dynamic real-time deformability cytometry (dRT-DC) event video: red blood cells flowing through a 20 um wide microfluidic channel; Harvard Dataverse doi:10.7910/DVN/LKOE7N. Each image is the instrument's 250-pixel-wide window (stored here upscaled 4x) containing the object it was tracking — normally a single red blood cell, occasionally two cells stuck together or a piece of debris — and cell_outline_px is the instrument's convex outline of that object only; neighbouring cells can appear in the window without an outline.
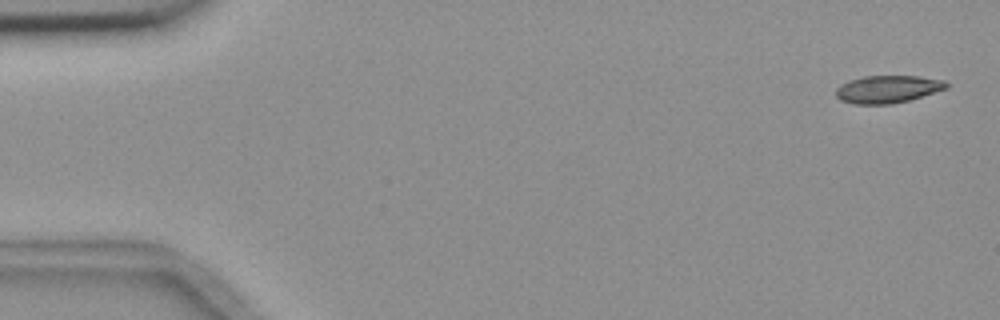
{"species": "common noctule bat (a hibernating species)", "species_latin": "Nyctalus noctula", "temperature_condition": "room temperature", "stored_images_in_passage": 5, "camera_frame_rate_fps": 3000, "um_per_image_px": 0.085, "animal": {"sex": "female", "body_mass_g": 18.4}, "frame": {"image": 1, "passage_image": 1, "time_ms": 0.0, "image_size_px": [1000, 320], "cell_outline_px": [[948, 88], [908, 100], [892, 104], [856, 104], [840, 100], [836, 96], [836, 88], [840, 84], [848, 80], [864, 76], [916, 76], [944, 80], [948, 84]], "centroid_in_image_um": [75.42, 7.57], "position_along_channel_um": 9.6, "area_um2": 17.69}}